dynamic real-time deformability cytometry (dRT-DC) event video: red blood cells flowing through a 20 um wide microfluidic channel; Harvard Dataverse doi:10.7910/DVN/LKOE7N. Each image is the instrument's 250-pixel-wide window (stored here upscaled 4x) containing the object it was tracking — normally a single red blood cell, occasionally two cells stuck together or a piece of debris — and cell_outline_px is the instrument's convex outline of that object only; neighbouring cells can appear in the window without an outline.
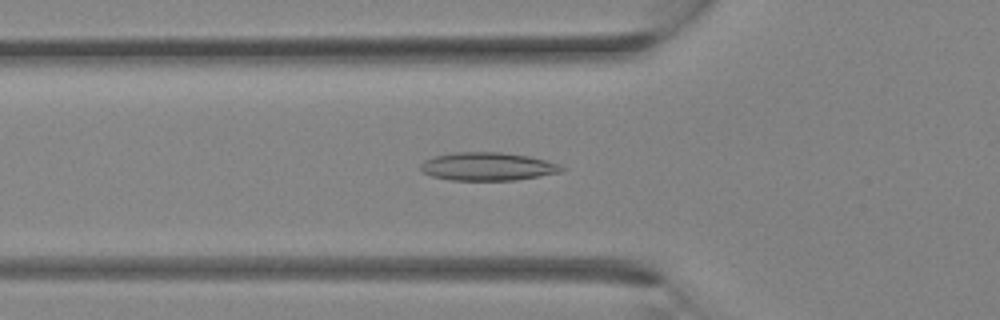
{"species": "Egyptian fruit bat (a non-hibernating species)", "species_latin": "Rousettus aegyptiacus", "temperature_condition": "room temperature", "stored_images_in_passage": 31, "camera_frame_rate_fps": 3000, "um_per_image_px": 0.085, "animal": {"sex": "female"}, "frame": {"image": 1, "passage_image": 10, "time_ms": 3.0, "image_size_px": [1000, 320], "cell_outline_px": [[568, 168], [560, 172], [540, 176], [516, 180], [452, 180], [432, 176], [420, 172], [420, 164], [424, 160], [432, 156], [456, 152], [500, 152], [528, 156], [544, 160]], "centroid_in_image_um": [41.4, 14.15], "position_along_channel_um": 84.4, "area_um2": 23.18}}
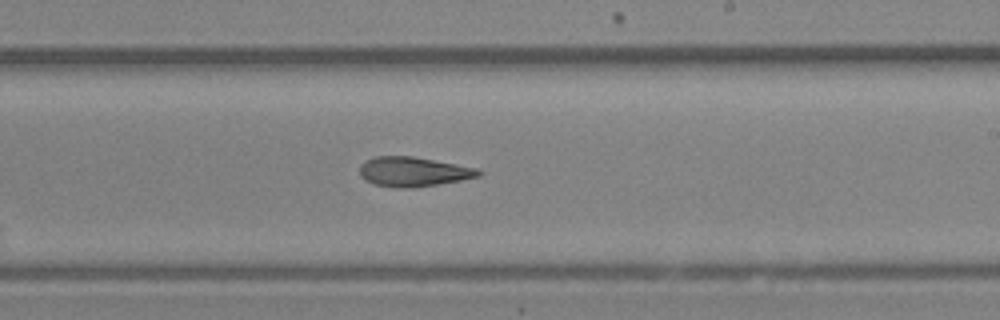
{"frame": {"image": 2, "passage_image": 18, "time_ms": 5.667, "image_size_px": [1000, 320], "cell_outline_px": [[484, 172], [480, 176], [460, 180], [416, 188], [396, 188], [376, 184], [364, 180], [360, 176], [360, 164], [376, 156], [412, 156], [480, 168]], "centroid_in_image_um": [35.17, 14.6], "position_along_channel_um": 253.8, "area_um2": 20.63}}
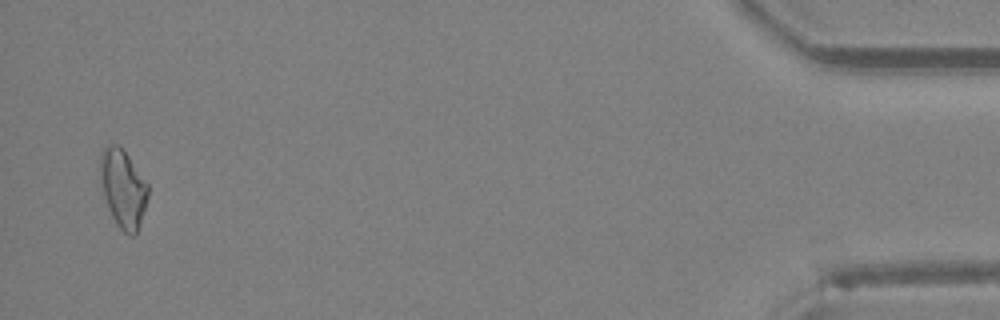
{"frame": {"image": 3, "passage_image": 30, "time_ms": 9.667, "image_size_px": [1000, 320], "cell_outline_px": [[148, 196], [136, 232], [132, 236], [128, 236], [116, 224], [112, 216], [104, 196], [100, 180], [100, 152], [108, 144], [120, 144], [148, 184]], "centroid_in_image_um": [10.44, 15.97], "position_along_channel_um": 424.8, "area_um2": 21.56}}